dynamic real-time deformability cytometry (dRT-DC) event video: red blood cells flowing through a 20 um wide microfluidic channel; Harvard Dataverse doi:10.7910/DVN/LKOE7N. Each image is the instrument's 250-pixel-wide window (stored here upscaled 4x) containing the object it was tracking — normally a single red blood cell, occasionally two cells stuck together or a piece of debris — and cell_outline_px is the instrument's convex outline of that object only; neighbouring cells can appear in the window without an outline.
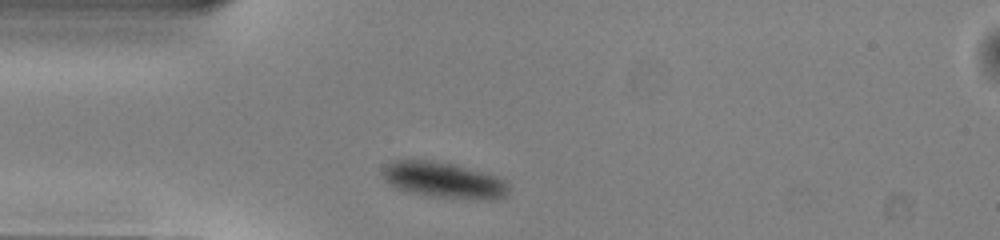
{"species": "common noctule bat (a hibernating species)", "species_latin": "Nyctalus noctula", "temperature_condition": "warm", "stored_images_in_passage": 39, "camera_frame_rate_fps": 3000, "um_per_image_px": 0.085, "animal": {"sex": "male", "body_mass_g": 13.0, "forearm_length_mm": 53.1}, "frame": {"image": 1, "passage_image": 1, "time_ms": 0.0, "image_size_px": [1000, 240], "cell_outline_px": [[508, 192], [504, 196], [496, 200], [484, 200], [428, 196], [396, 188], [384, 180], [380, 172], [392, 160], [428, 160], [452, 164], [496, 176], [504, 180], [508, 184]], "centroid_in_image_um": [37.7, 15.32], "position_along_channel_um": 47.3, "area_um2": 26.24}}
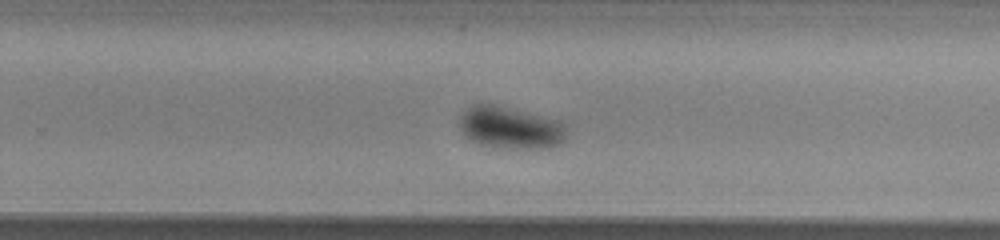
{"frame": {"image": 2, "passage_image": 20, "time_ms": 6.333, "image_size_px": [1000, 240], "cell_outline_px": [[564, 140], [560, 144], [544, 148], [520, 148], [480, 144], [472, 140], [456, 124], [460, 116], [468, 108], [476, 104], [492, 104], [560, 120], [564, 124]], "centroid_in_image_um": [43.37, 10.84], "position_along_channel_um": 286.4, "area_um2": 25.66}}
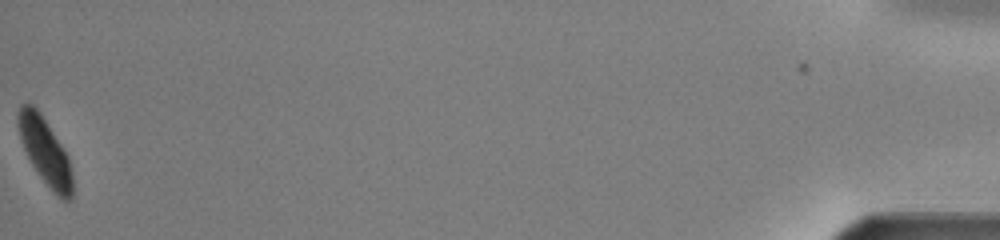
{"frame": {"image": 3, "passage_image": 39, "time_ms": 12.667, "image_size_px": [1000, 240], "cell_outline_px": [[72, 200], [64, 200], [56, 196], [40, 176], [32, 164], [24, 148], [16, 124], [16, 116], [20, 104], [32, 104], [40, 112], [68, 156], [72, 172]], "centroid_in_image_um": [3.82, 12.85], "position_along_channel_um": 431.4, "area_um2": 20.92}, "authors_computed_cell_mechanics": {"area_um2": 25.3742, "velocity_mm_per_s": 3.9802, "shape_relaxation_time_tau1_ms": 3.8569, "shape_relaxation_time_tau2_ms": null, "deformation_change_tau1": 0.0871, "deformation_change_tau2": null}}